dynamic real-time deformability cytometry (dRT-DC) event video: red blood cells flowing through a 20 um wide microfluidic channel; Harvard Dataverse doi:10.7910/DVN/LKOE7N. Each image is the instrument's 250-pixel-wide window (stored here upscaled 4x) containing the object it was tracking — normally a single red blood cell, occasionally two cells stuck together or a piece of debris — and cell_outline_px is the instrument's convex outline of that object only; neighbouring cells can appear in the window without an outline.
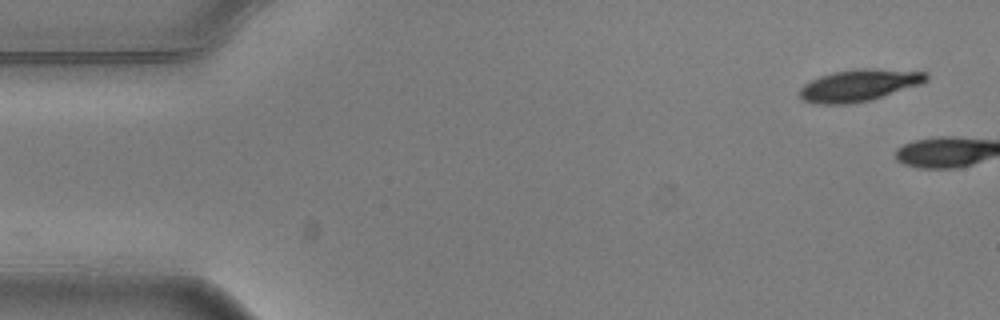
{"species": "common noctule bat (a hibernating species)", "species_latin": "Nyctalus noctula", "temperature_condition": "warm", "stored_images_in_passage": 2, "camera_frame_rate_fps": 3000, "um_per_image_px": 0.085, "animal": {"sex": "male", "body_mass_g": 20.5, "forearm_length_mm": 52.5}, "frame": {"image": 1, "passage_image": 2, "time_ms": 0.333, "image_size_px": [1000, 320], "cell_outline_px": [[928, 80], [920, 84], [868, 100], [848, 104], [816, 104], [804, 100], [800, 96], [800, 88], [804, 84], [820, 76], [832, 72], [860, 68], [864, 68], [928, 72]], "centroid_in_image_um": [73.0, 7.24], "position_along_channel_um": 12.0, "area_um2": 23.12}}